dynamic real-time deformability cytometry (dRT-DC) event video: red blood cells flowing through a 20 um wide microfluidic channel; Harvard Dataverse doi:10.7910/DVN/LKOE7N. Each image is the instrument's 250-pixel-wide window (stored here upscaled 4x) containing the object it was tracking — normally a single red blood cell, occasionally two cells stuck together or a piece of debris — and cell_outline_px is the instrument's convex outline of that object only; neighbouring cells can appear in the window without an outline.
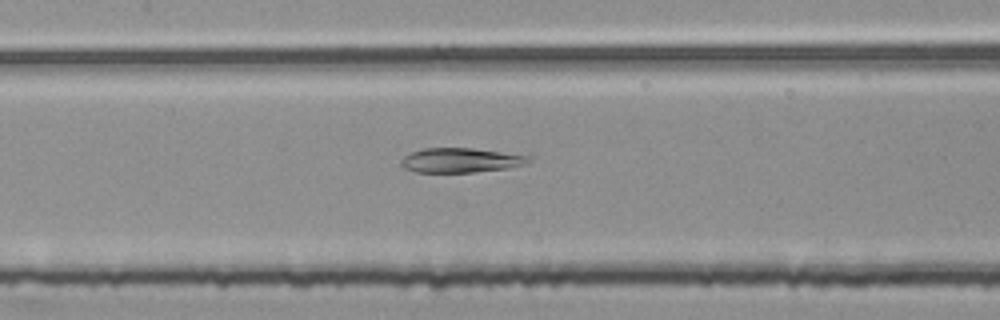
{"species": "common noctule bat (a hibernating species)", "species_latin": "Nyctalus noctula", "temperature_condition": "room temperature", "stored_images_in_passage": 33, "camera_frame_rate_fps": 3000, "um_per_image_px": 0.085, "animal": {"sex": "female", "body_mass_g": 25.1}, "frame": {"image": 1, "passage_image": 11, "time_ms": 3.333, "image_size_px": [1000, 320], "cell_outline_px": [[532, 160], [528, 164], [508, 168], [472, 172], [416, 172], [404, 168], [400, 164], [400, 160], [404, 156], [412, 152], [424, 148], [472, 148], [532, 156]], "centroid_in_image_um": [39.19, 13.62], "position_along_channel_um": 168.2, "area_um2": 18.32}}
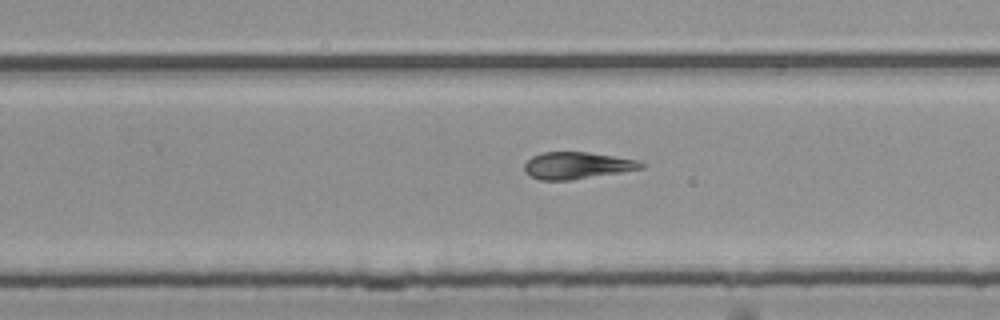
{"frame": {"image": 2, "passage_image": 20, "time_ms": 6.333, "image_size_px": [1000, 320], "cell_outline_px": [[644, 168], [572, 180], [540, 180], [524, 172], [524, 164], [532, 156], [544, 152], [588, 152], [636, 160], [644, 164]], "centroid_in_image_um": [49.01, 14.07], "position_along_channel_um": 280.8, "area_um2": 18.09}}
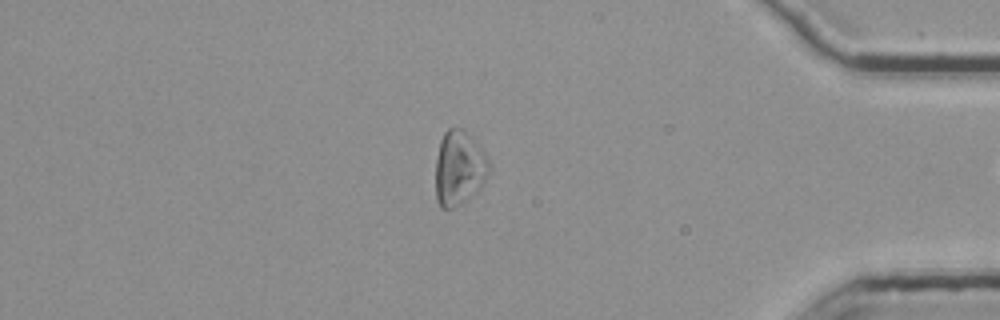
{"frame": {"image": 3, "passage_image": 32, "time_ms": 10.333, "image_size_px": [1000, 320], "cell_outline_px": [[492, 172], [484, 184], [476, 192], [452, 208], [440, 208], [436, 200], [436, 160], [440, 140], [444, 132], [448, 128], [460, 128], [484, 152], [492, 164]], "centroid_in_image_um": [39.05, 14.31], "position_along_channel_um": 396.2, "area_um2": 23.24}}